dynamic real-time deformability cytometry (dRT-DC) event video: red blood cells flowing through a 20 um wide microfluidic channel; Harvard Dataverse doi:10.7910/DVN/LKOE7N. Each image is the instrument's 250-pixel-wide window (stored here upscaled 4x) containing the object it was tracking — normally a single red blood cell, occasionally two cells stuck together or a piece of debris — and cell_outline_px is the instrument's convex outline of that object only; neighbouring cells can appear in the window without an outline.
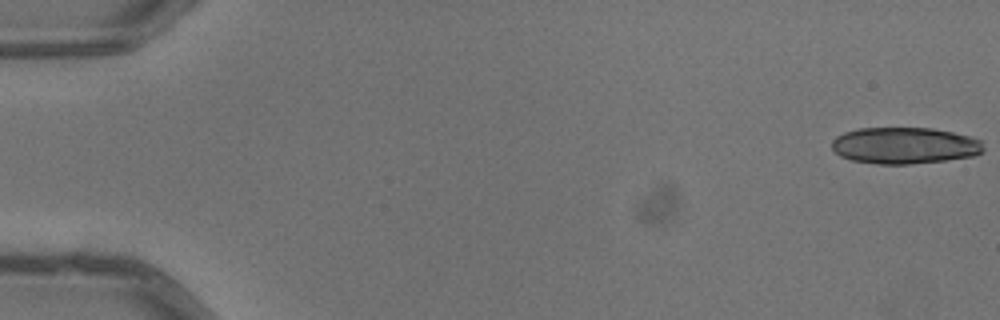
{"species": "common noctule bat (a hibernating species)", "species_latin": "Nyctalus noctula", "temperature_condition": "warm", "stored_images_in_passage": 4, "camera_frame_rate_fps": 3000, "um_per_image_px": 0.085, "animal": {"sex": "male", "body_mass_g": 13.3}, "frame": {"image": 1, "passage_image": 1, "time_ms": 0.0, "image_size_px": [1000, 320], "cell_outline_px": [[984, 152], [976, 156], [944, 160], [908, 164], [876, 164], [852, 160], [840, 156], [832, 148], [832, 140], [836, 136], [844, 132], [856, 128], [932, 128], [972, 136], [980, 140], [984, 148]], "centroid_in_image_um": [76.9, 12.37], "position_along_channel_um": 8.1, "area_um2": 32.48}}